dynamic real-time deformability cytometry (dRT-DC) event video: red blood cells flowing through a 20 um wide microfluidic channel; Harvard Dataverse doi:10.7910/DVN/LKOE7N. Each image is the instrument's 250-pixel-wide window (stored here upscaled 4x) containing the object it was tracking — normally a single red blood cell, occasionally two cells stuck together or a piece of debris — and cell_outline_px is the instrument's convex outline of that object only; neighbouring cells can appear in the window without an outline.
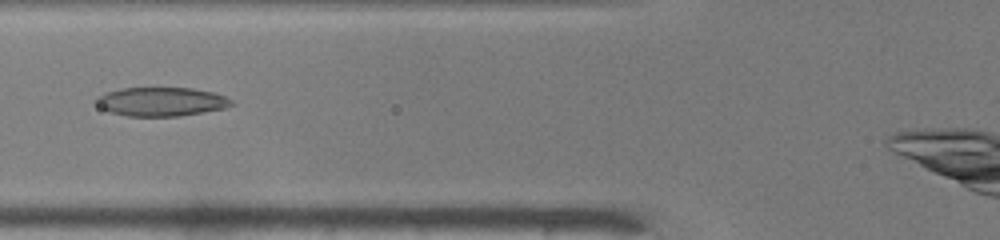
{"species": "common noctule bat (a hibernating species)", "species_latin": "Nyctalus noctula", "temperature_condition": "warm", "stored_images_in_passage": 45, "camera_frame_rate_fps": 3000, "um_per_image_px": 0.085, "animal": {"sex": "male", "body_mass_g": 19.0, "forearm_length_mm": 50.8}, "frame": {"image": 1, "passage_image": 19, "time_ms": 6.0, "image_size_px": [1000, 240], "cell_outline_px": [[232, 104], [224, 108], [180, 116], [128, 116], [108, 112], [100, 108], [96, 104], [96, 100], [100, 96], [108, 92], [124, 88], [192, 88], [212, 92], [224, 96], [232, 100]], "centroid_in_image_um": [13.69, 8.65], "position_along_channel_um": 112.1, "area_um2": 22.48}}
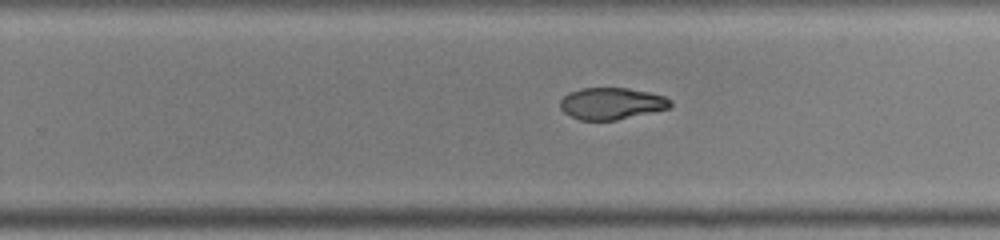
{"frame": {"image": 2, "passage_image": 31, "time_ms": 10.0, "image_size_px": [1000, 240], "cell_outline_px": [[672, 104], [668, 108], [616, 120], [580, 120], [564, 112], [560, 108], [560, 100], [568, 92], [580, 88], [628, 88], [648, 92], [664, 96], [672, 100]], "centroid_in_image_um": [51.95, 8.79], "position_along_channel_um": 277.8, "area_um2": 20.29}}
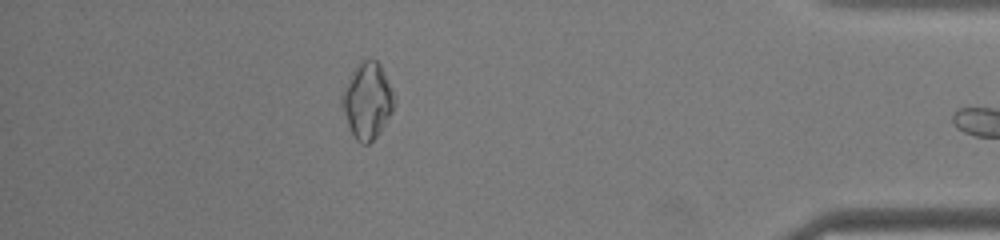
{"frame": {"image": 3, "passage_image": 43, "time_ms": 14.0, "image_size_px": [1000, 240], "cell_outline_px": [[396, 104], [392, 112], [380, 132], [368, 144], [360, 144], [356, 140], [348, 124], [340, 100], [340, 96], [344, 88], [356, 68], [368, 56], [372, 56], [380, 64], [396, 96]], "centroid_in_image_um": [31.26, 8.55], "position_along_channel_um": 403.9, "area_um2": 23.06}, "authors_computed_cell_mechanics": {"area_um2": 22.1952, "velocity_mm_per_s": 4.1563, "shape_relaxation_time_tau1_ms": null, "shape_relaxation_time_tau2_ms": 2.3806, "deformation_change_tau1": null, "deformation_change_tau2": 0.06}}